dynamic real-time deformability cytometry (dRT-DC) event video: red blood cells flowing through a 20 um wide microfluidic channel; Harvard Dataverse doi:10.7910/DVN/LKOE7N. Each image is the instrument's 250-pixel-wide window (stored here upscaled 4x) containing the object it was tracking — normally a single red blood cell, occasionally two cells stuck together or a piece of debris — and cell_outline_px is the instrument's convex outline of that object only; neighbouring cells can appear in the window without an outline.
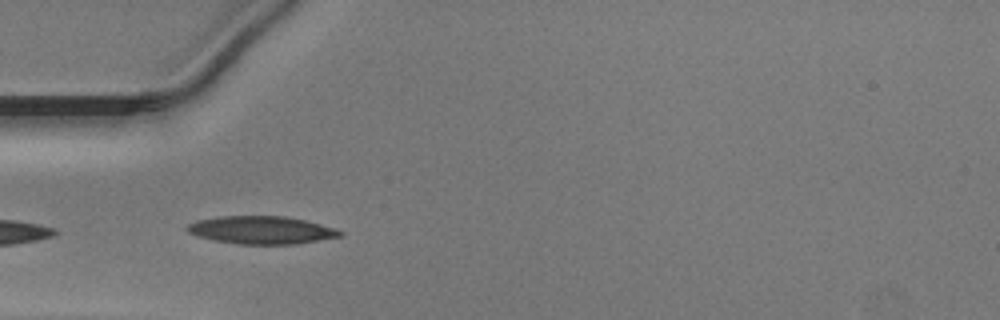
{"species": "Egyptian fruit bat (a non-hibernating species)", "species_latin": "Rousettus aegyptiacus", "temperature_condition": "warm", "stored_images_in_passage": 23, "camera_frame_rate_fps": 3000, "um_per_image_px": 0.085, "animal": {"sex": "male"}, "frame": {"image": 1, "passage_image": 1, "time_ms": 0.0, "image_size_px": [1000, 320], "cell_outline_px": [[344, 236], [296, 244], [236, 244], [216, 240], [200, 236], [188, 232], [184, 228], [188, 224], [196, 220], [220, 216], [284, 216], [304, 220], [320, 224], [344, 232]], "centroid_in_image_um": [22.22, 19.55], "position_along_channel_um": 62.8, "area_um2": 24.68}}